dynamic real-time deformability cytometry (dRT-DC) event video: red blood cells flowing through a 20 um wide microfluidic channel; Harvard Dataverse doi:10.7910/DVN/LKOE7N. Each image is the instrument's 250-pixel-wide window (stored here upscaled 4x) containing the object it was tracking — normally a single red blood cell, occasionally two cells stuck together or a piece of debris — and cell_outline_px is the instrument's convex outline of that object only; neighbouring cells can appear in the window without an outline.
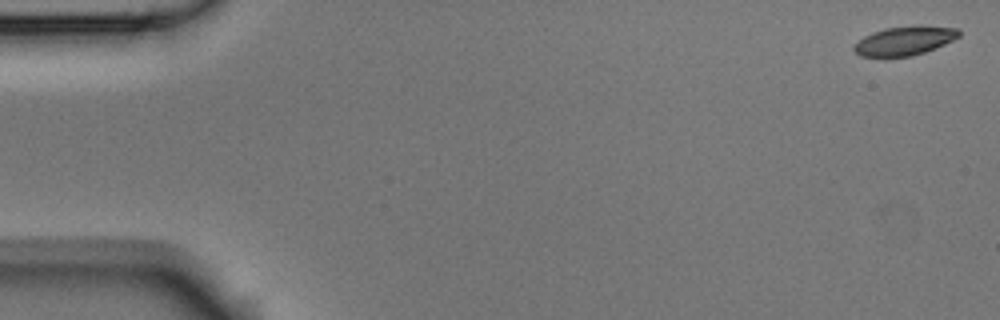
{"species": "Egyptian fruit bat (a non-hibernating species)", "species_latin": "Rousettus aegyptiacus", "temperature_condition": "room temperature", "stored_images_in_passage": 5, "camera_frame_rate_fps": 3000, "um_per_image_px": 0.085, "animal": {"sex": "male"}, "frame": {"image": 1, "passage_image": 1, "time_ms": 0.0, "image_size_px": [1000, 320], "cell_outline_px": [[960, 36], [944, 44], [924, 52], [912, 56], [860, 56], [852, 48], [864, 36], [872, 32], [884, 28], [920, 24], [960, 28]], "centroid_in_image_um": [76.93, 3.43], "position_along_channel_um": 8.1, "area_um2": 17.8}}
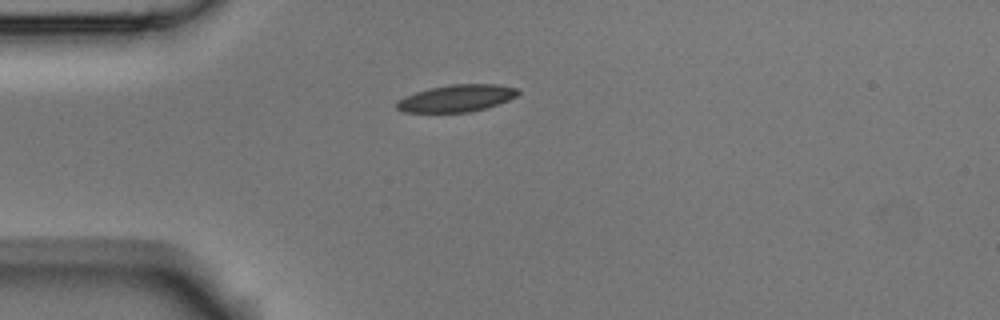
{"frame": {"image": 2, "passage_image": 5, "time_ms": 1.333, "image_size_px": [1000, 320], "cell_outline_px": [[520, 92], [516, 96], [508, 100], [484, 108], [468, 112], [404, 112], [396, 108], [396, 100], [404, 96], [428, 88], [452, 84], [496, 84], [520, 88]], "centroid_in_image_um": [38.79, 8.34], "position_along_channel_um": 46.2, "area_um2": 19.13}}